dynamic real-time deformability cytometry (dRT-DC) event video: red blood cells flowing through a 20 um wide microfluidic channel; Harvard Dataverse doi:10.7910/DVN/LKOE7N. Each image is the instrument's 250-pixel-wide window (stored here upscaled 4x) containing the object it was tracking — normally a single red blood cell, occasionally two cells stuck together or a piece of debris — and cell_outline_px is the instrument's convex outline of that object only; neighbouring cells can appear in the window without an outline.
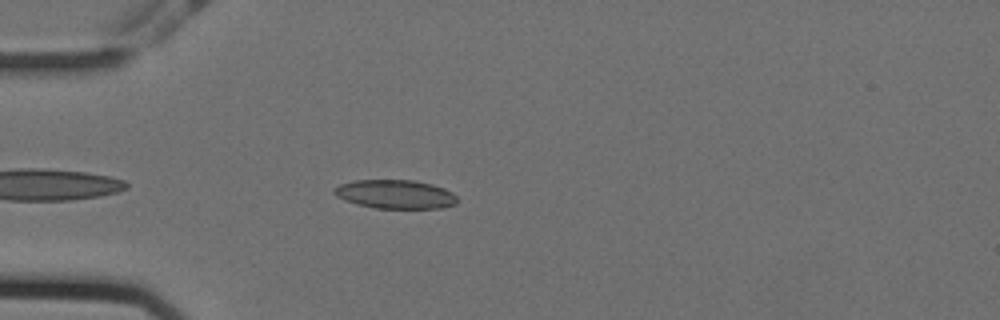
{"species": "Egyptian fruit bat (a non-hibernating species)", "species_latin": "Rousettus aegyptiacus", "temperature_condition": "cold", "stored_images_in_passage": 45, "camera_frame_rate_fps": 3000, "um_per_image_px": 0.085, "animal": {"sex": "female"}, "frame": {"image": 1, "passage_image": 4, "time_ms": 1.0, "image_size_px": [1000, 320], "cell_outline_px": [[456, 204], [444, 208], [376, 208], [356, 204], [344, 200], [336, 196], [332, 192], [332, 188], [340, 184], [356, 180], [412, 180], [432, 184], [444, 188], [452, 192], [456, 196]], "centroid_in_image_um": [33.58, 16.51], "position_along_channel_um": 51.4, "area_um2": 20.75}}
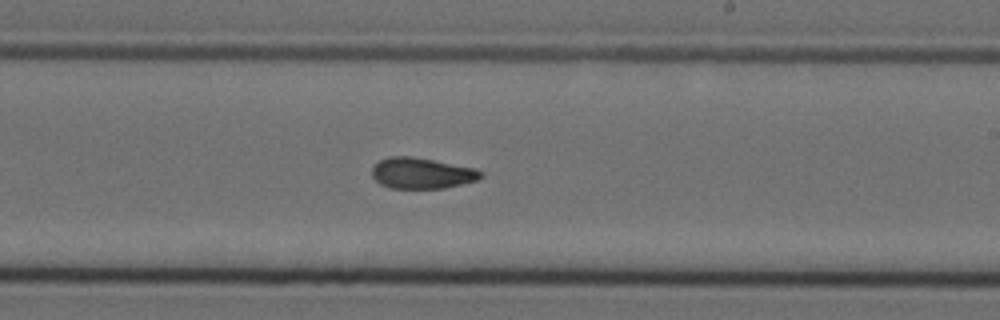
{"frame": {"image": 2, "passage_image": 22, "time_ms": 7.0, "image_size_px": [1000, 320], "cell_outline_px": [[484, 176], [476, 180], [444, 188], [388, 188], [380, 184], [372, 176], [372, 168], [380, 160], [388, 156], [412, 156], [476, 168], [484, 172]], "centroid_in_image_um": [35.85, 14.71], "position_along_channel_um": 253.1, "area_um2": 19.65}}
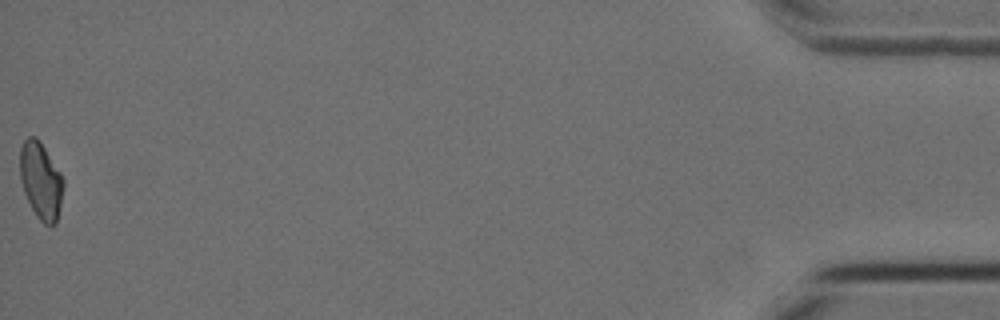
{"frame": {"image": 3, "passage_image": 45, "time_ms": 14.667, "image_size_px": [1000, 320], "cell_outline_px": [[64, 184], [60, 208], [56, 224], [52, 228], [44, 224], [36, 216], [24, 192], [20, 180], [20, 148], [24, 140], [28, 136], [36, 136], [40, 140], [60, 172], [64, 180]], "centroid_in_image_um": [3.48, 15.37], "position_along_channel_um": 431.7, "area_um2": 19.65}, "authors_computed_cell_mechanics": {"area_um2": 19.652, "velocity_mm_per_s": 3.564, "shape_relaxation_time_tau1_ms": null, "shape_relaxation_time_tau2_ms": 4.3585, "deformation_change_tau1": null, "deformation_change_tau2": 0.091}}